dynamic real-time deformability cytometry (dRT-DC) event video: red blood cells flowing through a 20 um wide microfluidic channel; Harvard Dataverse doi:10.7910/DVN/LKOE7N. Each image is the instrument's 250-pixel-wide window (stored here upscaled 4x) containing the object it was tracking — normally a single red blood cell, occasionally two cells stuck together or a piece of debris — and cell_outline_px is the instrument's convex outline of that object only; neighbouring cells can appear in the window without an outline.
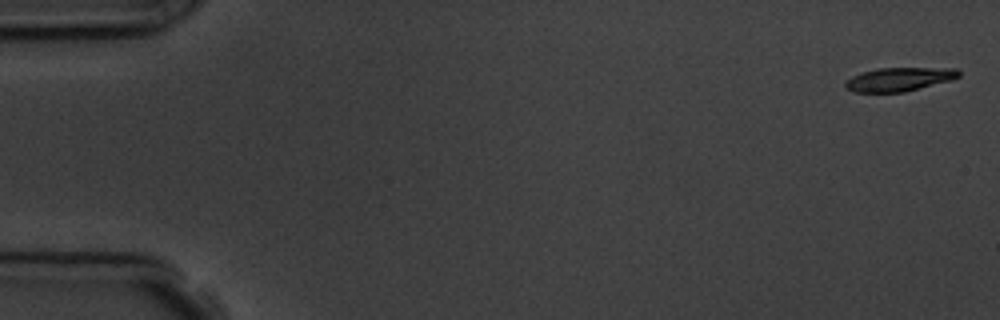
{"species": "common noctule bat (a hibernating species)", "species_latin": "Nyctalus noctula", "temperature_condition": "room temperature", "stored_images_in_passage": 5, "camera_frame_rate_fps": 3000, "um_per_image_px": 0.085, "animal": {"sex": "male", "body_mass_g": 19.5, "forearm_length_mm": 54.6}, "frame": {"image": 1, "passage_image": 1, "time_ms": 0.0, "image_size_px": [1000, 320], "cell_outline_px": [[960, 76], [952, 80], [904, 92], [856, 92], [848, 88], [844, 84], [844, 80], [852, 76], [864, 72], [880, 68], [956, 68], [960, 72]], "centroid_in_image_um": [76.45, 6.74], "position_along_channel_um": 8.5, "area_um2": 15.55}}
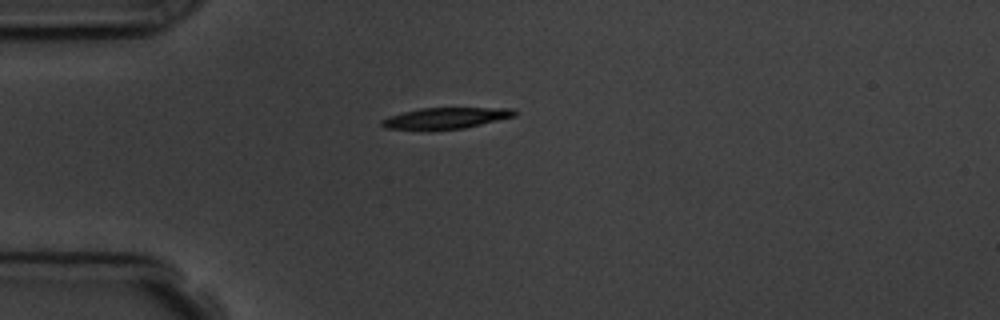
{"frame": {"image": 2, "passage_image": 5, "time_ms": 4.333, "image_size_px": [1000, 320], "cell_outline_px": [[516, 116], [464, 128], [384, 128], [380, 124], [380, 120], [388, 116], [420, 108], [512, 108], [516, 112]], "centroid_in_image_um": [37.91, 10.01], "position_along_channel_um": 47.1, "area_um2": 15.78}}